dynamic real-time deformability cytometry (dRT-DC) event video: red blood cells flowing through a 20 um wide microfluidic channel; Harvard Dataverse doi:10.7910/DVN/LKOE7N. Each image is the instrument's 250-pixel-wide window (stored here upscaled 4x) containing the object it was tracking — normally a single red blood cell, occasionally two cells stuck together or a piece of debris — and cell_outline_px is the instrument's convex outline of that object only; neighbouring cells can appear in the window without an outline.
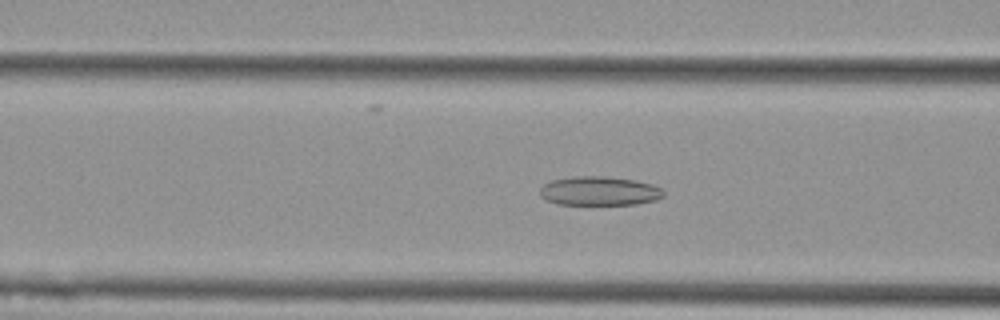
{"species": "Egyptian fruit bat (a non-hibernating species)", "species_latin": "Rousettus aegyptiacus", "temperature_condition": "cold", "stored_images_in_passage": 53, "camera_frame_rate_fps": 3000, "um_per_image_px": 0.085, "animal": {"sex": "female"}, "frame": {"image": 1, "passage_image": 20, "time_ms": 6.333, "image_size_px": [1000, 320], "cell_outline_px": [[664, 196], [656, 200], [636, 204], [560, 204], [548, 200], [540, 196], [540, 188], [544, 184], [552, 180], [576, 176], [604, 176], [636, 180], [652, 184], [660, 188], [664, 192]], "centroid_in_image_um": [50.96, 16.23], "position_along_channel_um": 115.6, "area_um2": 20.81}}
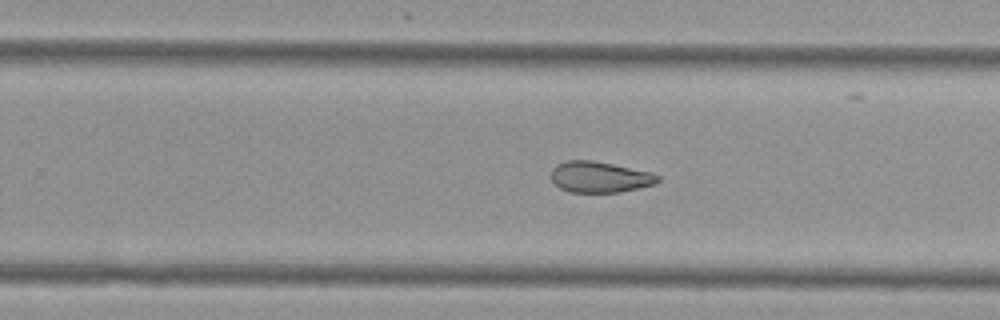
{"frame": {"image": 2, "passage_image": 33, "time_ms": 10.667, "image_size_px": [1000, 320], "cell_outline_px": [[660, 180], [656, 184], [620, 192], [568, 192], [560, 188], [552, 180], [552, 168], [556, 164], [564, 160], [592, 160], [652, 172], [660, 176]], "centroid_in_image_um": [50.98, 15.04], "position_along_channel_um": 278.8, "area_um2": 19.36}}
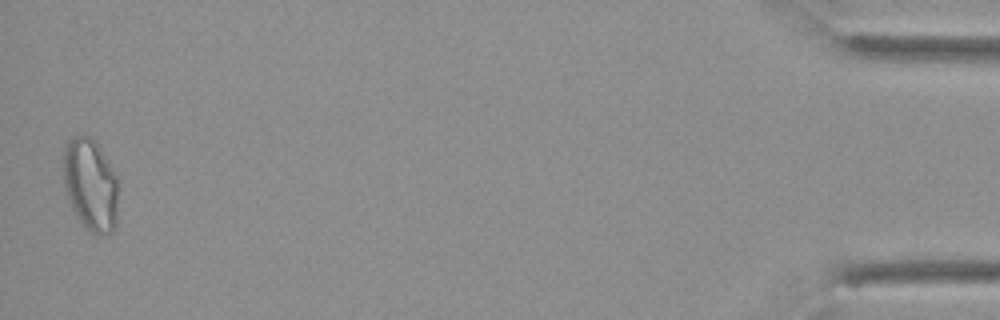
{"frame": {"image": 3, "passage_image": 52, "time_ms": 17.0, "image_size_px": [1000, 320], "cell_outline_px": [[116, 224], [112, 232], [100, 236], [96, 236], [80, 220], [72, 208], [68, 200], [64, 184], [64, 148], [72, 136], [88, 136], [96, 140], [116, 176]], "centroid_in_image_um": [7.68, 15.7], "position_along_channel_um": 427.5, "area_um2": 29.13}, "authors_computed_cell_mechanics": {"area_um2": 23.9292, "velocity_mm_per_s": 3.7743, "shape_relaxation_time_tau1_ms": null, "shape_relaxation_time_tau2_ms": 3.8226, "deformation_change_tau1": null, "deformation_change_tau2": 0.1119}}